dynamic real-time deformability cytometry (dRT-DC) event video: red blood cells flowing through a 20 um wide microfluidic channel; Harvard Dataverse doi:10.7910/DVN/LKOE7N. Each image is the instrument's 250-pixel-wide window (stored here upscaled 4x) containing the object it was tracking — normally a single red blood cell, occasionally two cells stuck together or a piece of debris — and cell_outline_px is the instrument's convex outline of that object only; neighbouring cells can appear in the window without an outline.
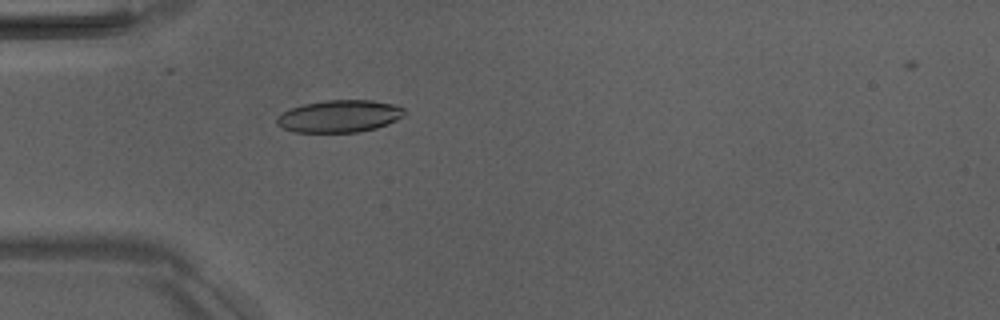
{"species": "Egyptian fruit bat (a non-hibernating species)", "species_latin": "Rousettus aegyptiacus", "temperature_condition": "room temperature", "stored_images_in_passage": 6, "camera_frame_rate_fps": 3000, "um_per_image_px": 0.085, "animal": {"sex": "male"}, "frame": {"image": 1, "passage_image": 5, "time_ms": 4.667, "image_size_px": [1000, 320], "cell_outline_px": [[408, 112], [404, 116], [388, 124], [376, 128], [356, 132], [296, 132], [284, 128], [276, 124], [276, 116], [292, 108], [304, 104], [324, 100], [372, 100], [396, 104], [404, 108]], "centroid_in_image_um": [28.9, 9.87], "position_along_channel_um": 56.1, "area_um2": 24.1}}